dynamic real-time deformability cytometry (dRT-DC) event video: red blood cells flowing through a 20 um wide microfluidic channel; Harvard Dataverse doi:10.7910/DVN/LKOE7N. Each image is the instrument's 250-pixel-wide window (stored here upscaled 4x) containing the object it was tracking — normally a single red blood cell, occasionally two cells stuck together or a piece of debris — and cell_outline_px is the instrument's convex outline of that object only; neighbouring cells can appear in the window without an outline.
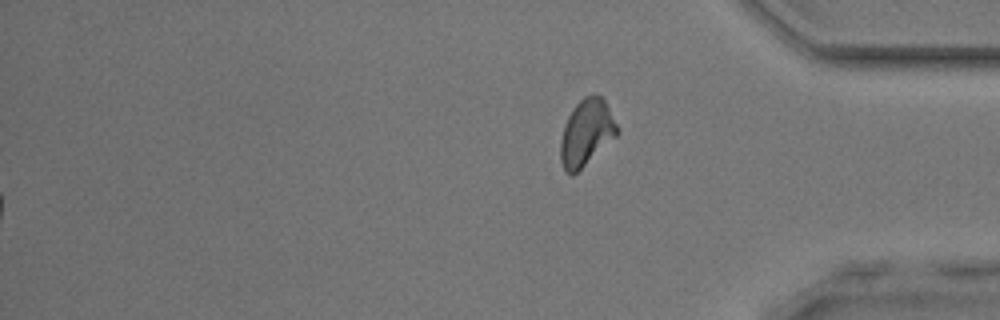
{"species": "common noctule bat (a hibernating species)", "species_latin": "Nyctalus noctula", "temperature_condition": "room temperature", "stored_images_in_passage": 42, "segment_of_instrument_passage": [2, 2], "camera_frame_rate_fps": 3000, "um_per_image_px": 0.085, "animal": {"sex": "male", "body_mass_g": 17.9, "forearm_length_mm": 54.2}, "frame": {"image": 1, "passage_image": 42, "time_ms": 13.667, "image_size_px": [1000, 320], "cell_outline_px": [[620, 132], [616, 136], [572, 176], [564, 172], [560, 160], [560, 140], [564, 124], [572, 108], [584, 96], [600, 96], [604, 100]], "centroid_in_image_um": [49.8, 11.3], "position_along_channel_um": 385.4, "area_um2": 21.62}}